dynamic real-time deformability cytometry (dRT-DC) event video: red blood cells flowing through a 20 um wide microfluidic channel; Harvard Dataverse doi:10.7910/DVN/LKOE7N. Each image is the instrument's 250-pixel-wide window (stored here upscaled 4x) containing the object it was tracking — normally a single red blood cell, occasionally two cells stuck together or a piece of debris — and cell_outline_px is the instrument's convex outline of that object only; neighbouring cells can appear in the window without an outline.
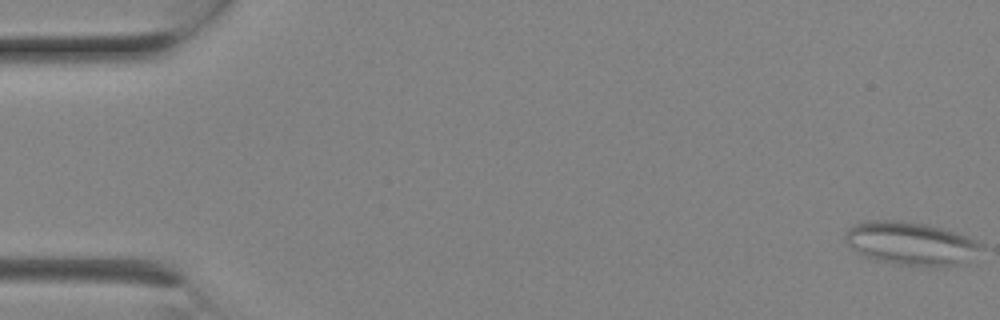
{"species": "Egyptian fruit bat (a non-hibernating species)", "species_latin": "Rousettus aegyptiacus", "temperature_condition": "room temperature", "stored_images_in_passage": 8, "camera_frame_rate_fps": 3000, "um_per_image_px": 0.085, "animal": {"sex": "female"}, "frame": {"image": 1, "passage_image": 1, "time_ms": 0.0, "image_size_px": [1000, 320], "cell_outline_px": [[984, 248], [960, 264], [936, 268], [892, 264], [876, 260], [864, 256], [852, 248], [844, 240], [844, 236], [848, 228], [856, 224], [868, 220], [896, 220], [924, 224], [956, 232], [976, 240], [984, 244]], "centroid_in_image_um": [77.42, 20.71], "position_along_channel_um": 7.6, "area_um2": 34.45}}
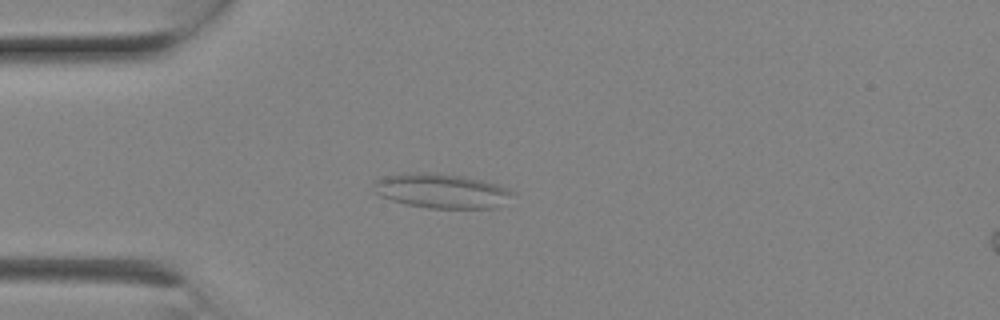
{"frame": {"image": 2, "passage_image": 6, "time_ms": 1.667, "image_size_px": [1000, 320], "cell_outline_px": [[516, 196], [496, 208], [428, 208], [408, 204], [392, 200], [380, 196], [376, 192], [372, 184], [376, 180], [384, 176], [408, 172], [436, 172], [464, 176], [496, 184], [508, 188], [516, 192]], "centroid_in_image_um": [37.57, 16.22], "position_along_channel_um": 47.4, "area_um2": 28.26}}